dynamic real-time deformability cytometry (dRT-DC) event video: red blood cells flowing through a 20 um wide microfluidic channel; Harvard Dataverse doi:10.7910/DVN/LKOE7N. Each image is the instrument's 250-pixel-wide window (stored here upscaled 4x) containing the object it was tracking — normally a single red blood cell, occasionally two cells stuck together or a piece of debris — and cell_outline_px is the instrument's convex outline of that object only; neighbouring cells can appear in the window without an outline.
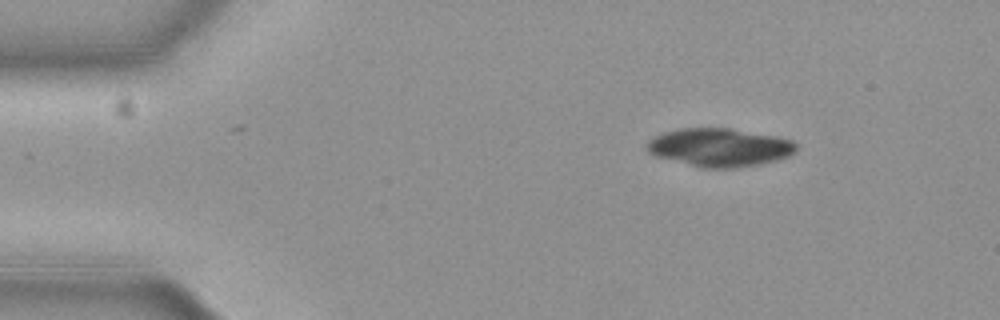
{"species": "common noctule bat (a hibernating species)", "species_latin": "Nyctalus noctula", "temperature_condition": "cold", "stored_images_in_passage": 17, "camera_frame_rate_fps": 3000, "um_per_image_px": 0.085, "animal": {"sex": "female", "body_mass_g": 19.3, "forearm_length_mm": 54.1}, "frame": {"image": 1, "passage_image": 1, "time_ms": 0.0, "image_size_px": [1000, 320], "cell_outline_px": [[796, 148], [788, 156], [776, 160], [760, 164], [736, 168], [700, 168], [656, 156], [648, 152], [648, 140], [664, 132], [680, 128], [728, 128], [776, 136], [792, 140], [796, 144]], "centroid_in_image_um": [61.15, 12.53], "position_along_channel_um": 23.8, "area_um2": 33.12}}